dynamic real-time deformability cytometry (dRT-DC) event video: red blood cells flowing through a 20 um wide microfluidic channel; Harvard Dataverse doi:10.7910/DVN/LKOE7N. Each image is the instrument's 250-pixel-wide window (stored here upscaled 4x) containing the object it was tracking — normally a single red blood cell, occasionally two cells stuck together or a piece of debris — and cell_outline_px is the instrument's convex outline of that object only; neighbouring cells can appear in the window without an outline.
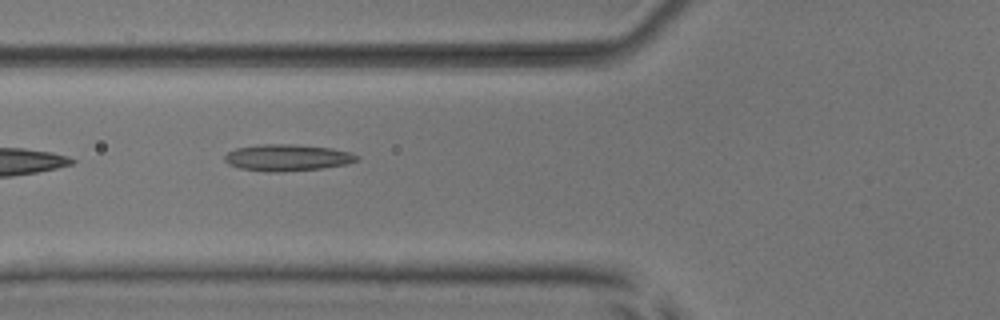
{"species": "common noctule bat (a hibernating species)", "species_latin": "Nyctalus noctula", "temperature_condition": "room temperature", "stored_images_in_passage": 3, "camera_frame_rate_fps": 3000, "um_per_image_px": 0.085, "animal": {"sex": "male", "body_mass_g": 17.9, "forearm_length_mm": 54.2}, "frame": {"image": 1, "passage_image": 2, "time_ms": 1.0, "image_size_px": [1000, 320], "cell_outline_px": [[360, 160], [348, 164], [324, 168], [284, 172], [268, 172], [240, 168], [228, 164], [224, 160], [224, 156], [228, 152], [236, 148], [260, 144], [292, 144], [332, 148], [348, 152], [360, 156]], "centroid_in_image_um": [24.44, 13.4], "position_along_channel_um": 101.4, "area_um2": 20.69}}
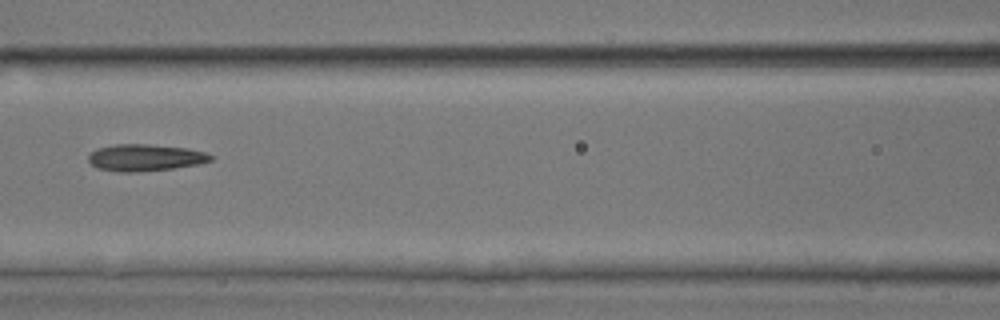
{"frame": {"image": 2, "passage_image": 3, "time_ms": 2.333, "image_size_px": [1000, 320], "cell_outline_px": [[212, 160], [196, 164], [172, 168], [132, 172], [120, 172], [100, 168], [92, 164], [88, 160], [88, 156], [96, 148], [116, 144], [148, 144], [188, 148], [204, 152], [212, 156]], "centroid_in_image_um": [12.32, 13.38], "position_along_channel_um": 154.3, "area_um2": 18.79}}